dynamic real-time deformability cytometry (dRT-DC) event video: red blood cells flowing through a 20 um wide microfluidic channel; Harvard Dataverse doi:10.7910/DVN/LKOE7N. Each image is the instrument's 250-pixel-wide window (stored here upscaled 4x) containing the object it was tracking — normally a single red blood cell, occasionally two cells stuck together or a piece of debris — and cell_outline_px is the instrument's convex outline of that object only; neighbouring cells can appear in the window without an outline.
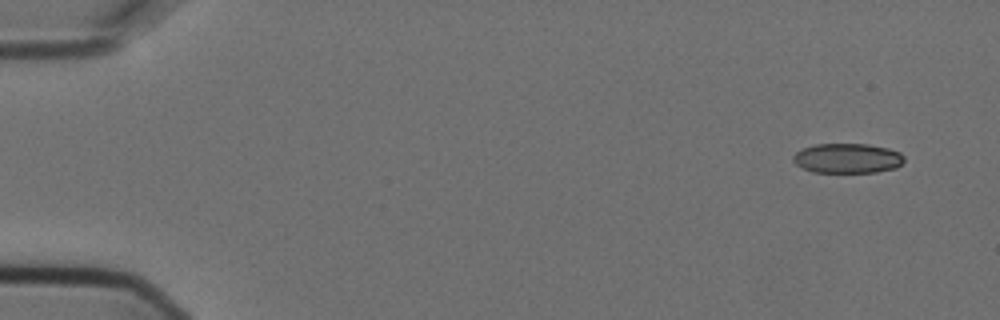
{"species": "Egyptian fruit bat (a non-hibernating species)", "species_latin": "Rousettus aegyptiacus", "temperature_condition": "cold", "stored_images_in_passage": 6, "camera_frame_rate_fps": 3000, "um_per_image_px": 0.085, "animal": {"sex": "female"}, "frame": {"image": 1, "passage_image": 1, "time_ms": 0.0, "image_size_px": [1000, 320], "cell_outline_px": [[904, 160], [896, 168], [876, 172], [812, 172], [796, 164], [792, 160], [792, 156], [796, 152], [804, 148], [816, 144], [868, 144], [888, 148], [900, 152], [904, 156]], "centroid_in_image_um": [72.04, 13.45], "position_along_channel_um": 13.0, "area_um2": 19.25}}
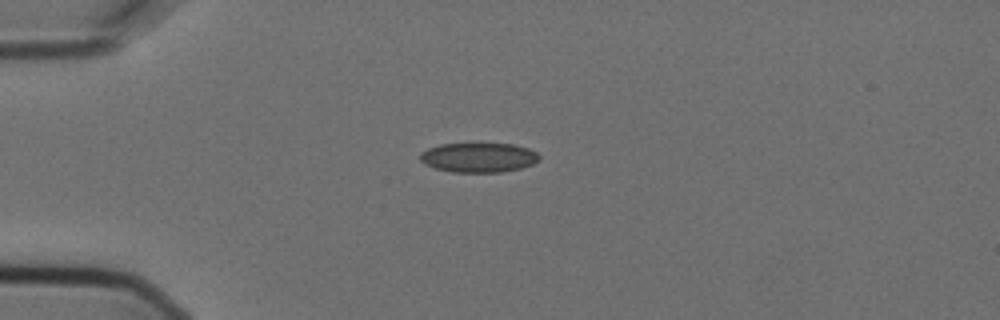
{"frame": {"image": 2, "passage_image": 4, "time_ms": 1.0, "image_size_px": [1000, 320], "cell_outline_px": [[540, 160], [532, 164], [520, 168], [500, 172], [452, 172], [436, 168], [424, 164], [420, 160], [420, 152], [428, 148], [440, 144], [512, 144], [528, 148], [536, 152], [540, 156]], "centroid_in_image_um": [40.67, 13.39], "position_along_channel_um": 44.3, "area_um2": 20.46}}
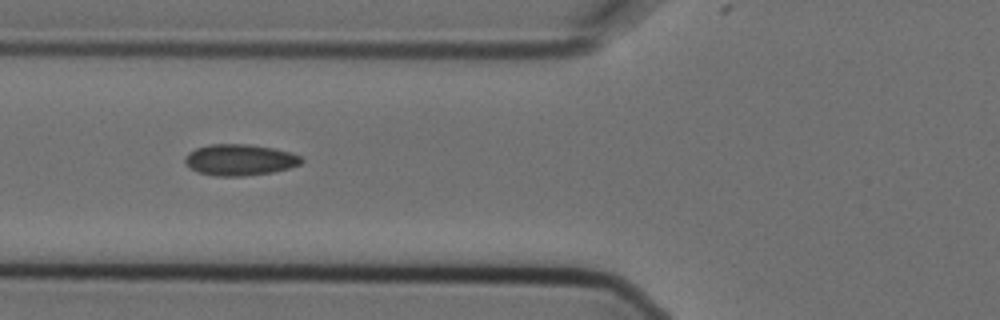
{"frame": {"image": 3, "passage_image": 6, "time_ms": 1.667, "image_size_px": [1000, 320], "cell_outline_px": [[304, 160], [300, 164], [288, 168], [272, 172], [244, 176], [216, 176], [196, 172], [184, 164], [184, 156], [188, 152], [196, 148], [208, 144], [248, 144], [272, 148], [288, 152], [300, 156]], "centroid_in_image_um": [20.31, 13.59], "position_along_channel_um": 105.5, "area_um2": 21.27}}